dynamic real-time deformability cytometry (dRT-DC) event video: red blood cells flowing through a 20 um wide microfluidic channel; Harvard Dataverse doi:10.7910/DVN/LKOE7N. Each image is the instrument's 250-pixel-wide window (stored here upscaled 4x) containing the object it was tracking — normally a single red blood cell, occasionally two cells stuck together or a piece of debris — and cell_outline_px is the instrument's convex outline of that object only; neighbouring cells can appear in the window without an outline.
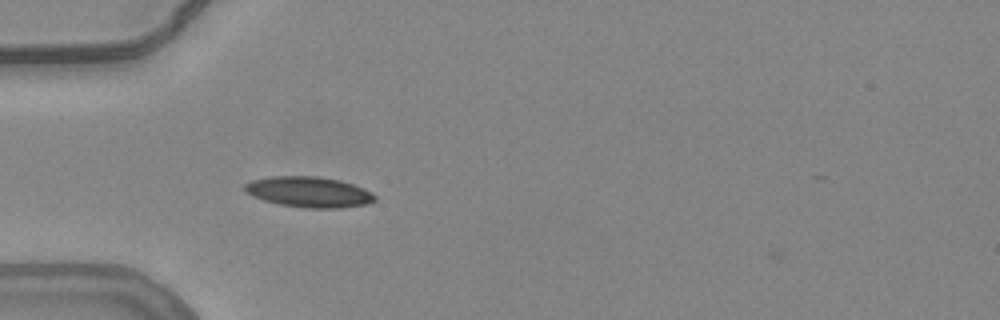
{"species": "common noctule bat (a hibernating species)", "species_latin": "Nyctalus noctula", "temperature_condition": "warm", "stored_images_in_passage": 4, "camera_frame_rate_fps": 3000, "um_per_image_px": 0.085, "animal": {"sex": "female", "body_mass_g": 24.6, "forearm_length_mm": 56.2}, "frame": {"image": 1, "passage_image": 3, "time_ms": 0.667, "image_size_px": [1000, 320], "cell_outline_px": [[376, 200], [368, 204], [340, 208], [304, 208], [280, 204], [264, 200], [252, 196], [244, 192], [244, 184], [252, 180], [272, 176], [316, 176], [340, 180], [364, 188], [372, 192], [376, 196]], "centroid_in_image_um": [26.26, 16.32], "position_along_channel_um": 58.7, "area_um2": 23.35}}